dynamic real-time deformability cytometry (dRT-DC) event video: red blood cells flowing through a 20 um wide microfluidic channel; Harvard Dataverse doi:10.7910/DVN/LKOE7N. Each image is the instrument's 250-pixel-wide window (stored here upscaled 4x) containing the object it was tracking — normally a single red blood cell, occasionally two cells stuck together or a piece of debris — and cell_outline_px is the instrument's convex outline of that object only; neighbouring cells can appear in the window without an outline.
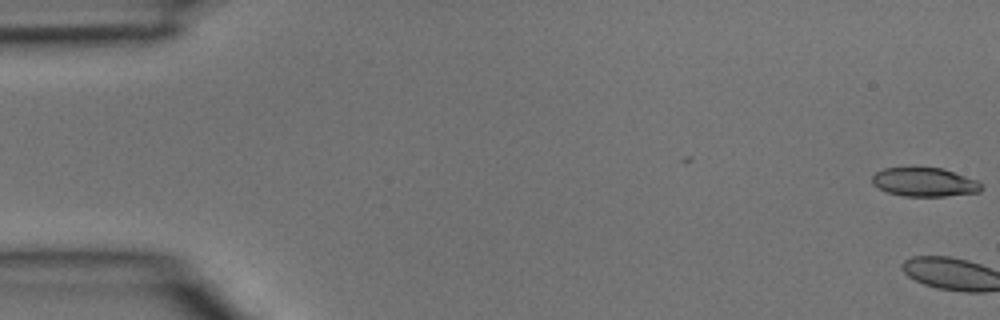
{"species": "common noctule bat (a hibernating species)", "species_latin": "Nyctalus noctula", "temperature_condition": "room temperature", "stored_images_in_passage": 4, "camera_frame_rate_fps": 3000, "um_per_image_px": 0.085, "animal": {"sex": "male", "body_mass_g": 15.6}, "frame": {"image": 1, "passage_image": 1, "time_ms": 0.0, "image_size_px": [1000, 320], "cell_outline_px": [[984, 188], [980, 192], [944, 196], [904, 196], [888, 192], [872, 184], [872, 176], [876, 172], [884, 168], [944, 168], [976, 180]], "centroid_in_image_um": [78.59, 15.48], "position_along_channel_um": 6.4, "area_um2": 18.21}}